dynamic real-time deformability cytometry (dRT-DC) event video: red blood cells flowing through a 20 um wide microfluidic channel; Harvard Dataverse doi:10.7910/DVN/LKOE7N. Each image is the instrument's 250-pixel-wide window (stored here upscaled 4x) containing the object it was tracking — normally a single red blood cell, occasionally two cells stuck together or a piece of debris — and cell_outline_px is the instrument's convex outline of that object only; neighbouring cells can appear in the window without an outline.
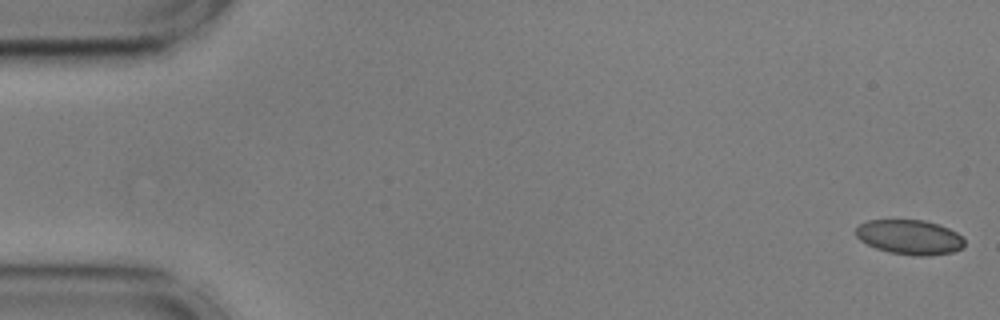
{"species": "common noctule bat (a hibernating species)", "species_latin": "Nyctalus noctula", "temperature_condition": "cold", "stored_images_in_passage": 55, "camera_frame_rate_fps": 3000, "um_per_image_px": 0.085, "animal": {"sex": "male", "body_mass_g": 17.9, "forearm_length_mm": 54.2}, "frame": {"image": 1, "passage_image": 1, "time_ms": 0.0, "image_size_px": [1000, 320], "cell_outline_px": [[964, 248], [952, 252], [928, 256], [912, 256], [888, 252], [876, 248], [860, 240], [856, 236], [856, 228], [860, 224], [868, 220], [924, 220], [940, 224], [956, 232], [964, 240]], "centroid_in_image_um": [77.33, 20.16], "position_along_channel_um": 7.7, "area_um2": 22.08}}
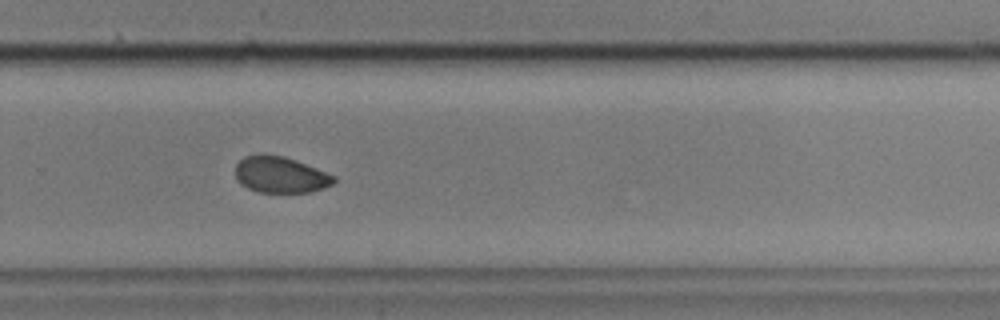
{"frame": {"image": 2, "passage_image": 37, "time_ms": 12.0, "image_size_px": [1000, 320], "cell_outline_px": [[336, 180], [332, 184], [324, 188], [308, 192], [260, 192], [248, 188], [240, 184], [236, 176], [236, 164], [244, 156], [260, 152], [264, 152], [284, 156], [296, 160], [336, 176]], "centroid_in_image_um": [23.81, 14.82], "position_along_channel_um": 306.0, "area_um2": 21.04}}
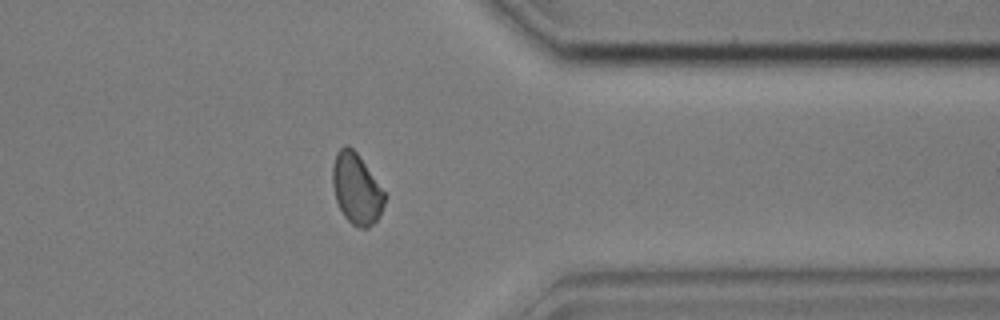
{"frame": {"image": 3, "passage_image": 44, "time_ms": 14.333, "image_size_px": [1000, 320], "cell_outline_px": [[388, 196], [376, 220], [368, 228], [360, 228], [352, 224], [344, 216], [336, 200], [332, 184], [332, 164], [336, 152], [344, 144], [348, 144], [356, 152]], "centroid_in_image_um": [30.29, 16.03], "position_along_channel_um": 381.1, "area_um2": 21.44}, "authors_computed_cell_mechanics": {"area_um2": 21.7906, "velocity_mm_per_s": 3.6005, "shape_relaxation_time_tau1_ms": 6.621, "shape_relaxation_time_tau2_ms": 4.0368, "deformation_change_tau1": 0.1033, "deformation_change_tau2": 0.0412}}